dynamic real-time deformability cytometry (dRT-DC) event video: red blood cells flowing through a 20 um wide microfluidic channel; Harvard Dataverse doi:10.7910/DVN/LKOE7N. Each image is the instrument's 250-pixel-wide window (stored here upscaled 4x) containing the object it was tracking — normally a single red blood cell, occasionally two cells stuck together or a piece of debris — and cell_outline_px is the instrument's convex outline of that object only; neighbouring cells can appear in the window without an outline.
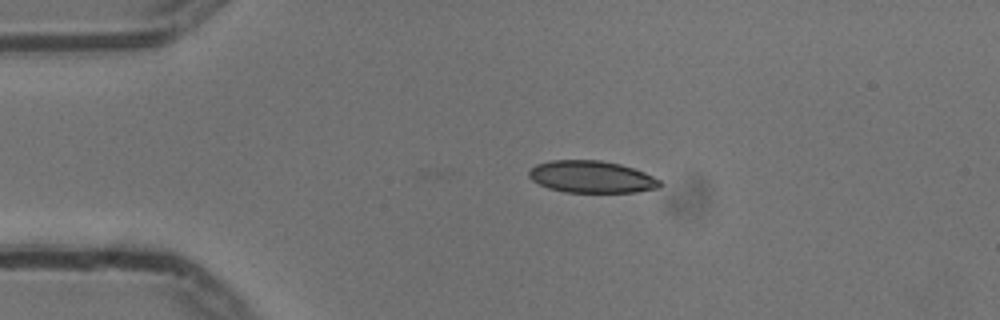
{"species": "common noctule bat (a hibernating species)", "species_latin": "Nyctalus noctula", "temperature_condition": "cold", "stored_images_in_passage": 34, "camera_frame_rate_fps": 3000, "um_per_image_px": 0.085, "animal": {"sex": "male", "body_mass_g": 13.3}, "frame": {"image": 1, "passage_image": 1, "time_ms": 0.0, "image_size_px": [1000, 320], "cell_outline_px": [[664, 184], [660, 188], [636, 192], [564, 192], [548, 188], [532, 180], [528, 176], [528, 172], [536, 164], [548, 160], [600, 160], [620, 164], [644, 172], [660, 180]], "centroid_in_image_um": [50.29, 15.03], "position_along_channel_um": 34.7, "area_um2": 24.57}}
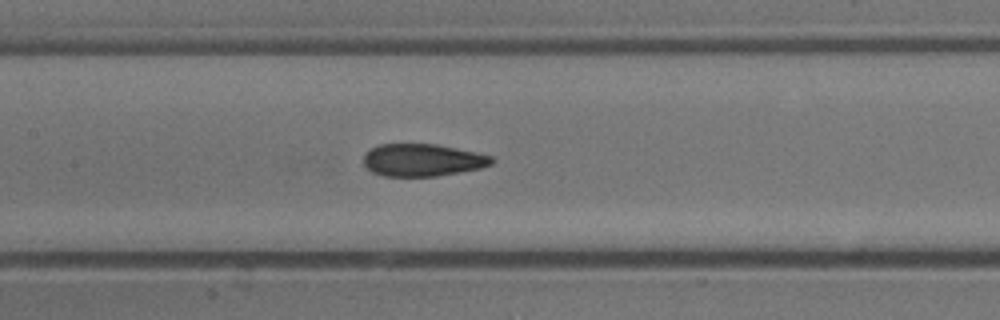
{"frame": {"image": 2, "passage_image": 15, "time_ms": 4.667, "image_size_px": [1000, 320], "cell_outline_px": [[496, 160], [492, 164], [480, 168], [460, 172], [436, 176], [384, 176], [372, 172], [364, 164], [364, 152], [380, 144], [436, 144], [476, 152], [492, 156]], "centroid_in_image_um": [35.92, 13.6], "position_along_channel_um": 171.5, "area_um2": 24.22}}
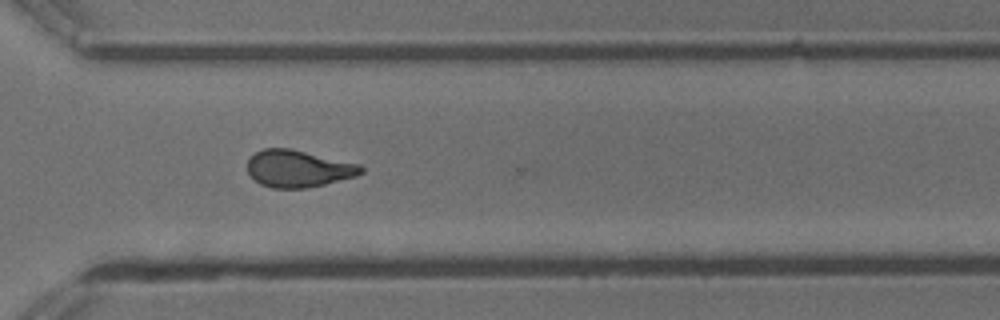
{"frame": {"image": 3, "passage_image": 29, "time_ms": 9.333, "image_size_px": [1000, 320], "cell_outline_px": [[364, 172], [356, 176], [308, 188], [272, 188], [260, 184], [248, 172], [248, 160], [256, 152], [264, 148], [292, 148], [360, 164], [364, 168]], "centroid_in_image_um": [25.38, 14.33], "position_along_channel_um": 345.2, "area_um2": 24.57}, "authors_computed_cell_mechanics": {"area_um2": 24.854, "velocity_mm_per_s": 3.7325, "shape_relaxation_time_tau1_ms": 6.1948, "shape_relaxation_time_tau2_ms": 1.4034, "deformation_change_tau1": 0.1806, "deformation_change_tau2": 0.0809}}